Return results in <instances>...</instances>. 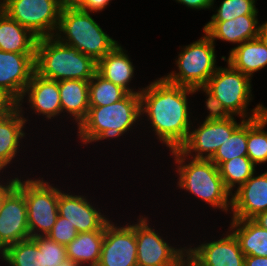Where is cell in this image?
<instances>
[{
    "label": "cell",
    "mask_w": 267,
    "mask_h": 266,
    "mask_svg": "<svg viewBox=\"0 0 267 266\" xmlns=\"http://www.w3.org/2000/svg\"><path fill=\"white\" fill-rule=\"evenodd\" d=\"M140 92V113L147 114L157 138L170 150L179 149L186 141L190 127L188 94L192 88L159 78ZM191 124V125H190Z\"/></svg>",
    "instance_id": "cell-1"
},
{
    "label": "cell",
    "mask_w": 267,
    "mask_h": 266,
    "mask_svg": "<svg viewBox=\"0 0 267 266\" xmlns=\"http://www.w3.org/2000/svg\"><path fill=\"white\" fill-rule=\"evenodd\" d=\"M97 62L76 48L61 43L55 36L37 39L35 72L41 77L89 81L96 73Z\"/></svg>",
    "instance_id": "cell-2"
},
{
    "label": "cell",
    "mask_w": 267,
    "mask_h": 266,
    "mask_svg": "<svg viewBox=\"0 0 267 266\" xmlns=\"http://www.w3.org/2000/svg\"><path fill=\"white\" fill-rule=\"evenodd\" d=\"M140 94L128 93L123 99L106 106H90L78 126L83 144L118 138L140 119Z\"/></svg>",
    "instance_id": "cell-3"
},
{
    "label": "cell",
    "mask_w": 267,
    "mask_h": 266,
    "mask_svg": "<svg viewBox=\"0 0 267 266\" xmlns=\"http://www.w3.org/2000/svg\"><path fill=\"white\" fill-rule=\"evenodd\" d=\"M175 157L179 181L177 187L201 198L211 207L227 212L231 210V193L225 188L218 167L210 159H191L179 149L170 150ZM186 163V164H185ZM230 207V208H228Z\"/></svg>",
    "instance_id": "cell-4"
},
{
    "label": "cell",
    "mask_w": 267,
    "mask_h": 266,
    "mask_svg": "<svg viewBox=\"0 0 267 266\" xmlns=\"http://www.w3.org/2000/svg\"><path fill=\"white\" fill-rule=\"evenodd\" d=\"M54 36L61 43L76 48L95 62H98L118 44L102 30L89 12L81 9L62 10L59 26Z\"/></svg>",
    "instance_id": "cell-5"
},
{
    "label": "cell",
    "mask_w": 267,
    "mask_h": 266,
    "mask_svg": "<svg viewBox=\"0 0 267 266\" xmlns=\"http://www.w3.org/2000/svg\"><path fill=\"white\" fill-rule=\"evenodd\" d=\"M227 65V68L218 67L204 87L223 104L231 116L239 115L244 120H250L263 115L267 107L260 103L251 110V116L248 115L247 107L252 100L251 78L229 63Z\"/></svg>",
    "instance_id": "cell-6"
},
{
    "label": "cell",
    "mask_w": 267,
    "mask_h": 266,
    "mask_svg": "<svg viewBox=\"0 0 267 266\" xmlns=\"http://www.w3.org/2000/svg\"><path fill=\"white\" fill-rule=\"evenodd\" d=\"M214 43L204 34L199 40L182 48L176 61L179 72L172 71L164 78L183 87H204L217 70Z\"/></svg>",
    "instance_id": "cell-7"
},
{
    "label": "cell",
    "mask_w": 267,
    "mask_h": 266,
    "mask_svg": "<svg viewBox=\"0 0 267 266\" xmlns=\"http://www.w3.org/2000/svg\"><path fill=\"white\" fill-rule=\"evenodd\" d=\"M17 188L26 200L30 237L46 236L58 216L59 189L42 179L22 181L18 177Z\"/></svg>",
    "instance_id": "cell-8"
},
{
    "label": "cell",
    "mask_w": 267,
    "mask_h": 266,
    "mask_svg": "<svg viewBox=\"0 0 267 266\" xmlns=\"http://www.w3.org/2000/svg\"><path fill=\"white\" fill-rule=\"evenodd\" d=\"M0 1V9L38 39L56 34L61 13L58 0Z\"/></svg>",
    "instance_id": "cell-9"
},
{
    "label": "cell",
    "mask_w": 267,
    "mask_h": 266,
    "mask_svg": "<svg viewBox=\"0 0 267 266\" xmlns=\"http://www.w3.org/2000/svg\"><path fill=\"white\" fill-rule=\"evenodd\" d=\"M141 216L136 224L137 266H181L187 247L175 249Z\"/></svg>",
    "instance_id": "cell-10"
},
{
    "label": "cell",
    "mask_w": 267,
    "mask_h": 266,
    "mask_svg": "<svg viewBox=\"0 0 267 266\" xmlns=\"http://www.w3.org/2000/svg\"><path fill=\"white\" fill-rule=\"evenodd\" d=\"M237 123L235 118L224 120L203 121L195 130H190L186 141L179 150L189 158L210 159L217 149L232 135V133L245 121ZM192 152H195V155Z\"/></svg>",
    "instance_id": "cell-11"
},
{
    "label": "cell",
    "mask_w": 267,
    "mask_h": 266,
    "mask_svg": "<svg viewBox=\"0 0 267 266\" xmlns=\"http://www.w3.org/2000/svg\"><path fill=\"white\" fill-rule=\"evenodd\" d=\"M117 227L106 224L97 266H137L136 224Z\"/></svg>",
    "instance_id": "cell-12"
},
{
    "label": "cell",
    "mask_w": 267,
    "mask_h": 266,
    "mask_svg": "<svg viewBox=\"0 0 267 266\" xmlns=\"http://www.w3.org/2000/svg\"><path fill=\"white\" fill-rule=\"evenodd\" d=\"M29 238L26 200L16 187L0 209V253L8 246Z\"/></svg>",
    "instance_id": "cell-13"
},
{
    "label": "cell",
    "mask_w": 267,
    "mask_h": 266,
    "mask_svg": "<svg viewBox=\"0 0 267 266\" xmlns=\"http://www.w3.org/2000/svg\"><path fill=\"white\" fill-rule=\"evenodd\" d=\"M35 72V53L0 50V89L18 103Z\"/></svg>",
    "instance_id": "cell-14"
},
{
    "label": "cell",
    "mask_w": 267,
    "mask_h": 266,
    "mask_svg": "<svg viewBox=\"0 0 267 266\" xmlns=\"http://www.w3.org/2000/svg\"><path fill=\"white\" fill-rule=\"evenodd\" d=\"M229 233L217 241L187 248V258L196 266H244L245 255L231 230Z\"/></svg>",
    "instance_id": "cell-15"
},
{
    "label": "cell",
    "mask_w": 267,
    "mask_h": 266,
    "mask_svg": "<svg viewBox=\"0 0 267 266\" xmlns=\"http://www.w3.org/2000/svg\"><path fill=\"white\" fill-rule=\"evenodd\" d=\"M58 215L67 218L78 233L105 230L106 224L110 221L84 196L64 193L61 190H59Z\"/></svg>",
    "instance_id": "cell-16"
},
{
    "label": "cell",
    "mask_w": 267,
    "mask_h": 266,
    "mask_svg": "<svg viewBox=\"0 0 267 266\" xmlns=\"http://www.w3.org/2000/svg\"><path fill=\"white\" fill-rule=\"evenodd\" d=\"M231 194L232 219H253L267 210V171L254 174Z\"/></svg>",
    "instance_id": "cell-17"
},
{
    "label": "cell",
    "mask_w": 267,
    "mask_h": 266,
    "mask_svg": "<svg viewBox=\"0 0 267 266\" xmlns=\"http://www.w3.org/2000/svg\"><path fill=\"white\" fill-rule=\"evenodd\" d=\"M26 94L27 103H30L31 109L38 115L43 114L47 119H51L62 113L58 81L41 77L34 72L17 106L22 105Z\"/></svg>",
    "instance_id": "cell-18"
},
{
    "label": "cell",
    "mask_w": 267,
    "mask_h": 266,
    "mask_svg": "<svg viewBox=\"0 0 267 266\" xmlns=\"http://www.w3.org/2000/svg\"><path fill=\"white\" fill-rule=\"evenodd\" d=\"M257 14L240 15L227 21H209L203 32L214 42L215 39L239 45L258 37Z\"/></svg>",
    "instance_id": "cell-19"
},
{
    "label": "cell",
    "mask_w": 267,
    "mask_h": 266,
    "mask_svg": "<svg viewBox=\"0 0 267 266\" xmlns=\"http://www.w3.org/2000/svg\"><path fill=\"white\" fill-rule=\"evenodd\" d=\"M22 106H16L5 117L0 118V169L4 170L12 162L20 146V140L25 137ZM18 149V150H17Z\"/></svg>",
    "instance_id": "cell-20"
},
{
    "label": "cell",
    "mask_w": 267,
    "mask_h": 266,
    "mask_svg": "<svg viewBox=\"0 0 267 266\" xmlns=\"http://www.w3.org/2000/svg\"><path fill=\"white\" fill-rule=\"evenodd\" d=\"M125 52L121 44H117L97 62L96 72L128 93L140 94L141 90L136 92L128 86L134 76V66Z\"/></svg>",
    "instance_id": "cell-21"
},
{
    "label": "cell",
    "mask_w": 267,
    "mask_h": 266,
    "mask_svg": "<svg viewBox=\"0 0 267 266\" xmlns=\"http://www.w3.org/2000/svg\"><path fill=\"white\" fill-rule=\"evenodd\" d=\"M227 61L234 69L252 78L253 73L267 66V47L257 37L237 45L229 51Z\"/></svg>",
    "instance_id": "cell-22"
},
{
    "label": "cell",
    "mask_w": 267,
    "mask_h": 266,
    "mask_svg": "<svg viewBox=\"0 0 267 266\" xmlns=\"http://www.w3.org/2000/svg\"><path fill=\"white\" fill-rule=\"evenodd\" d=\"M61 109L73 116L77 126L86 118L89 111V81H59Z\"/></svg>",
    "instance_id": "cell-23"
},
{
    "label": "cell",
    "mask_w": 267,
    "mask_h": 266,
    "mask_svg": "<svg viewBox=\"0 0 267 266\" xmlns=\"http://www.w3.org/2000/svg\"><path fill=\"white\" fill-rule=\"evenodd\" d=\"M37 37L0 9V50L35 53Z\"/></svg>",
    "instance_id": "cell-24"
},
{
    "label": "cell",
    "mask_w": 267,
    "mask_h": 266,
    "mask_svg": "<svg viewBox=\"0 0 267 266\" xmlns=\"http://www.w3.org/2000/svg\"><path fill=\"white\" fill-rule=\"evenodd\" d=\"M231 232L245 256L267 257V230L253 219H231Z\"/></svg>",
    "instance_id": "cell-25"
},
{
    "label": "cell",
    "mask_w": 267,
    "mask_h": 266,
    "mask_svg": "<svg viewBox=\"0 0 267 266\" xmlns=\"http://www.w3.org/2000/svg\"><path fill=\"white\" fill-rule=\"evenodd\" d=\"M104 230L78 233V235L66 245V255L81 265L97 266L100 260Z\"/></svg>",
    "instance_id": "cell-26"
},
{
    "label": "cell",
    "mask_w": 267,
    "mask_h": 266,
    "mask_svg": "<svg viewBox=\"0 0 267 266\" xmlns=\"http://www.w3.org/2000/svg\"><path fill=\"white\" fill-rule=\"evenodd\" d=\"M267 111L256 118L247 120V156L255 164L267 162Z\"/></svg>",
    "instance_id": "cell-27"
},
{
    "label": "cell",
    "mask_w": 267,
    "mask_h": 266,
    "mask_svg": "<svg viewBox=\"0 0 267 266\" xmlns=\"http://www.w3.org/2000/svg\"><path fill=\"white\" fill-rule=\"evenodd\" d=\"M0 254L9 266H45L44 252L31 238L8 246Z\"/></svg>",
    "instance_id": "cell-28"
},
{
    "label": "cell",
    "mask_w": 267,
    "mask_h": 266,
    "mask_svg": "<svg viewBox=\"0 0 267 266\" xmlns=\"http://www.w3.org/2000/svg\"><path fill=\"white\" fill-rule=\"evenodd\" d=\"M255 164L248 156H238L218 166L225 188L232 194L233 187L243 185L253 174Z\"/></svg>",
    "instance_id": "cell-29"
},
{
    "label": "cell",
    "mask_w": 267,
    "mask_h": 266,
    "mask_svg": "<svg viewBox=\"0 0 267 266\" xmlns=\"http://www.w3.org/2000/svg\"><path fill=\"white\" fill-rule=\"evenodd\" d=\"M128 92L97 72L89 80V105L106 106L123 99Z\"/></svg>",
    "instance_id": "cell-30"
},
{
    "label": "cell",
    "mask_w": 267,
    "mask_h": 266,
    "mask_svg": "<svg viewBox=\"0 0 267 266\" xmlns=\"http://www.w3.org/2000/svg\"><path fill=\"white\" fill-rule=\"evenodd\" d=\"M238 156H247V120L217 149L210 160L218 167Z\"/></svg>",
    "instance_id": "cell-31"
},
{
    "label": "cell",
    "mask_w": 267,
    "mask_h": 266,
    "mask_svg": "<svg viewBox=\"0 0 267 266\" xmlns=\"http://www.w3.org/2000/svg\"><path fill=\"white\" fill-rule=\"evenodd\" d=\"M216 11L211 21H227L240 15L258 14L255 0H223Z\"/></svg>",
    "instance_id": "cell-32"
},
{
    "label": "cell",
    "mask_w": 267,
    "mask_h": 266,
    "mask_svg": "<svg viewBox=\"0 0 267 266\" xmlns=\"http://www.w3.org/2000/svg\"><path fill=\"white\" fill-rule=\"evenodd\" d=\"M41 252H44L45 266H58L67 257L65 245L51 240L48 236L31 238Z\"/></svg>",
    "instance_id": "cell-33"
},
{
    "label": "cell",
    "mask_w": 267,
    "mask_h": 266,
    "mask_svg": "<svg viewBox=\"0 0 267 266\" xmlns=\"http://www.w3.org/2000/svg\"><path fill=\"white\" fill-rule=\"evenodd\" d=\"M77 235L78 232L74 225H71L67 218L58 215L52 230L46 236H48L51 240L66 246Z\"/></svg>",
    "instance_id": "cell-34"
},
{
    "label": "cell",
    "mask_w": 267,
    "mask_h": 266,
    "mask_svg": "<svg viewBox=\"0 0 267 266\" xmlns=\"http://www.w3.org/2000/svg\"><path fill=\"white\" fill-rule=\"evenodd\" d=\"M202 90L206 93L207 99L205 102V106L209 111L208 116L205 118L204 121H217V120H224L226 118L232 117L224 108L223 104L205 87H195L192 88V93L194 94L196 91Z\"/></svg>",
    "instance_id": "cell-35"
},
{
    "label": "cell",
    "mask_w": 267,
    "mask_h": 266,
    "mask_svg": "<svg viewBox=\"0 0 267 266\" xmlns=\"http://www.w3.org/2000/svg\"><path fill=\"white\" fill-rule=\"evenodd\" d=\"M16 106L17 103L0 89V118L9 114Z\"/></svg>",
    "instance_id": "cell-36"
},
{
    "label": "cell",
    "mask_w": 267,
    "mask_h": 266,
    "mask_svg": "<svg viewBox=\"0 0 267 266\" xmlns=\"http://www.w3.org/2000/svg\"><path fill=\"white\" fill-rule=\"evenodd\" d=\"M178 3L188 6L192 9H209L213 8L215 0H176Z\"/></svg>",
    "instance_id": "cell-37"
},
{
    "label": "cell",
    "mask_w": 267,
    "mask_h": 266,
    "mask_svg": "<svg viewBox=\"0 0 267 266\" xmlns=\"http://www.w3.org/2000/svg\"><path fill=\"white\" fill-rule=\"evenodd\" d=\"M111 0H85L84 7L81 9L86 12H99L105 9Z\"/></svg>",
    "instance_id": "cell-38"
},
{
    "label": "cell",
    "mask_w": 267,
    "mask_h": 266,
    "mask_svg": "<svg viewBox=\"0 0 267 266\" xmlns=\"http://www.w3.org/2000/svg\"><path fill=\"white\" fill-rule=\"evenodd\" d=\"M17 187V178L10 179L7 184L0 183V209L4 203L5 198Z\"/></svg>",
    "instance_id": "cell-39"
},
{
    "label": "cell",
    "mask_w": 267,
    "mask_h": 266,
    "mask_svg": "<svg viewBox=\"0 0 267 266\" xmlns=\"http://www.w3.org/2000/svg\"><path fill=\"white\" fill-rule=\"evenodd\" d=\"M60 10H77L82 9L85 0H58Z\"/></svg>",
    "instance_id": "cell-40"
},
{
    "label": "cell",
    "mask_w": 267,
    "mask_h": 266,
    "mask_svg": "<svg viewBox=\"0 0 267 266\" xmlns=\"http://www.w3.org/2000/svg\"><path fill=\"white\" fill-rule=\"evenodd\" d=\"M244 266H267V257L245 256Z\"/></svg>",
    "instance_id": "cell-41"
},
{
    "label": "cell",
    "mask_w": 267,
    "mask_h": 266,
    "mask_svg": "<svg viewBox=\"0 0 267 266\" xmlns=\"http://www.w3.org/2000/svg\"><path fill=\"white\" fill-rule=\"evenodd\" d=\"M259 31H258V38L261 40V42L267 47V21L263 23L262 25H259Z\"/></svg>",
    "instance_id": "cell-42"
},
{
    "label": "cell",
    "mask_w": 267,
    "mask_h": 266,
    "mask_svg": "<svg viewBox=\"0 0 267 266\" xmlns=\"http://www.w3.org/2000/svg\"><path fill=\"white\" fill-rule=\"evenodd\" d=\"M253 220L267 230V210L259 213Z\"/></svg>",
    "instance_id": "cell-43"
},
{
    "label": "cell",
    "mask_w": 267,
    "mask_h": 266,
    "mask_svg": "<svg viewBox=\"0 0 267 266\" xmlns=\"http://www.w3.org/2000/svg\"><path fill=\"white\" fill-rule=\"evenodd\" d=\"M58 266H82L80 263L73 261L71 258L66 257L63 259L62 263Z\"/></svg>",
    "instance_id": "cell-44"
},
{
    "label": "cell",
    "mask_w": 267,
    "mask_h": 266,
    "mask_svg": "<svg viewBox=\"0 0 267 266\" xmlns=\"http://www.w3.org/2000/svg\"><path fill=\"white\" fill-rule=\"evenodd\" d=\"M181 266H196V265H194L188 258H186V259L182 262Z\"/></svg>",
    "instance_id": "cell-45"
}]
</instances>
